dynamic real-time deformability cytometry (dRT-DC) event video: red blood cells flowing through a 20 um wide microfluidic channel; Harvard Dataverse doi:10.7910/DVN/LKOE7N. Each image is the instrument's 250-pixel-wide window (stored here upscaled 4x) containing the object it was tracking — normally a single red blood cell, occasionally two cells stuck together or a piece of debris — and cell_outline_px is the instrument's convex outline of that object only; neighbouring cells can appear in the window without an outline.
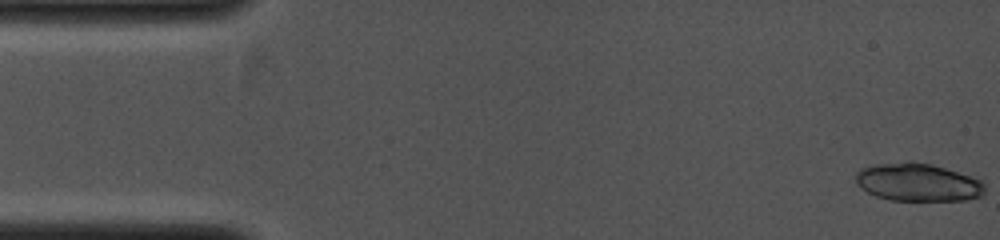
{"species": "common noctule bat (a hibernating species)", "species_latin": "Nyctalus noctula", "temperature_condition": "cold", "stored_images_in_passage": 11, "camera_frame_rate_fps": 4000, "um_per_image_px": 0.085, "animal": {"sex": "female", "body_mass_g": 19.0, "forearm_length_mm": 53.3}, "frame": {"image": 1, "passage_image": 1, "time_ms": 0.0, "image_size_px": [1000, 240], "cell_outline_px": [[984, 192], [980, 196], [968, 200], [888, 200], [876, 196], [860, 188], [856, 184], [856, 172], [860, 168], [872, 164], [908, 160], [932, 164], [984, 180]], "centroid_in_image_um": [77.99, 15.47], "position_along_channel_um": 7.0, "area_um2": 28.96}}
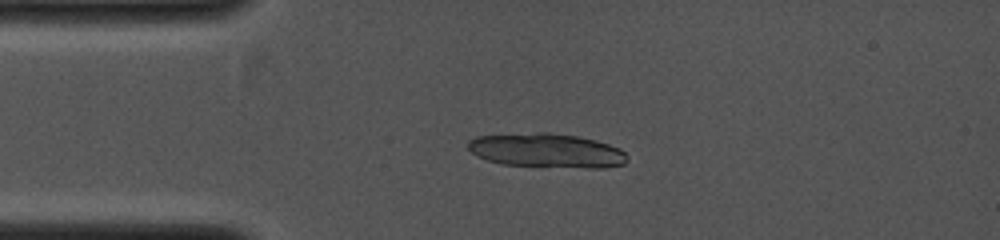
{"frame": {"image": 2, "passage_image": 10, "time_ms": 2.25, "image_size_px": [1000, 240], "cell_outline_px": [[628, 160], [624, 164], [604, 168], [588, 168], [504, 164], [488, 160], [476, 156], [468, 148], [468, 140], [476, 136], [540, 132], [544, 132], [576, 136], [596, 140], [620, 148], [628, 156]], "centroid_in_image_um": [46.49, 12.79], "position_along_channel_um": 38.5, "area_um2": 31.62}}